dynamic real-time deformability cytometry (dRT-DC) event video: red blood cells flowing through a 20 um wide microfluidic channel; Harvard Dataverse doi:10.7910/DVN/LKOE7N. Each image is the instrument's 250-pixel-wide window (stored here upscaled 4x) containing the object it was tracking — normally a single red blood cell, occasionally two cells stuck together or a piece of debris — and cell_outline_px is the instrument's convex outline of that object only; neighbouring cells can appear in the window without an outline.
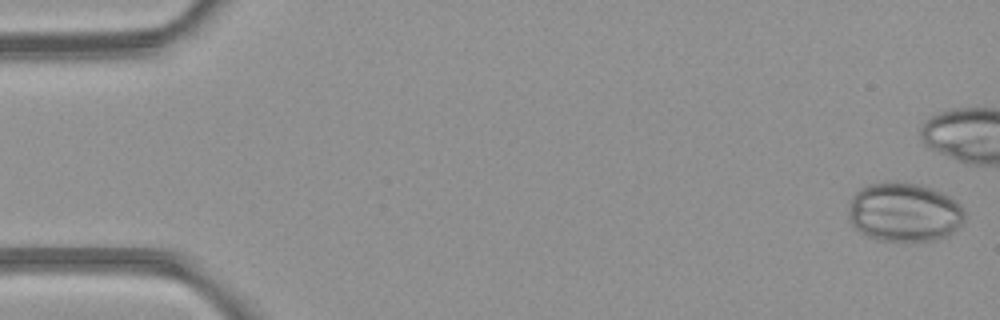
{"species": "common noctule bat (a hibernating species)", "species_latin": "Nyctalus noctula", "temperature_condition": "room temperature", "stored_images_in_passage": 5, "camera_frame_rate_fps": 3000, "um_per_image_px": 0.085, "animal": {"sex": "female", "body_mass_g": 21.9}, "frame": {"image": 1, "passage_image": 1, "time_ms": 0.0, "image_size_px": [1000, 320], "cell_outline_px": [[964, 216], [960, 224], [956, 228], [944, 236], [932, 240], [880, 240], [868, 236], [860, 232], [852, 224], [848, 216], [848, 212], [852, 196], [860, 188], [868, 184], [888, 180], [900, 180], [920, 184], [932, 188], [948, 196], [960, 204], [964, 212]], "centroid_in_image_um": [76.81, 17.98], "position_along_channel_um": 8.2, "area_um2": 39.88}}